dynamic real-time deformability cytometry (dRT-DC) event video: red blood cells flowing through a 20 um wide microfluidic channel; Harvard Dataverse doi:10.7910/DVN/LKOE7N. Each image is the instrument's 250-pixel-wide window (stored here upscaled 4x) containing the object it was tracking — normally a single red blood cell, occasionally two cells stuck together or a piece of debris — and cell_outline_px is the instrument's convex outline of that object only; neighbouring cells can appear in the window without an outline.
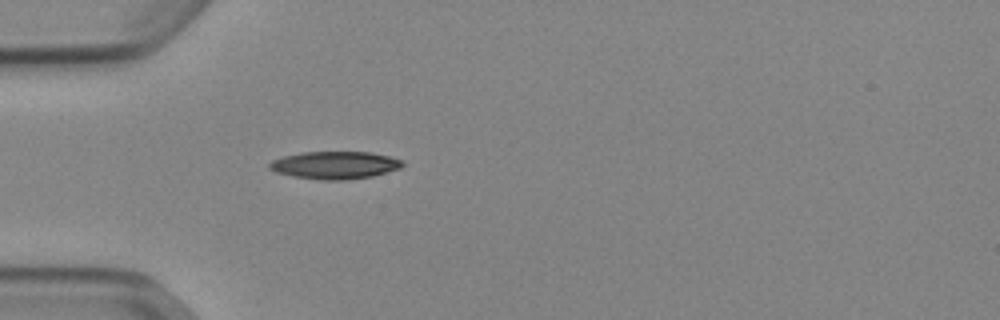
{"species": "Egyptian fruit bat (a non-hibernating species)", "species_latin": "Rousettus aegyptiacus", "temperature_condition": "cold", "stored_images_in_passage": 34, "camera_frame_rate_fps": 3000, "um_per_image_px": 0.085, "animal": {"sex": "female"}, "frame": {"image": 1, "passage_image": 1, "time_ms": 0.0, "image_size_px": [1000, 320], "cell_outline_px": [[404, 164], [400, 168], [388, 172], [372, 176], [344, 180], [320, 180], [292, 176], [276, 172], [268, 168], [268, 164], [272, 160], [284, 156], [304, 152], [372, 152], [404, 160]], "centroid_in_image_um": [28.47, 14.04], "position_along_channel_um": 56.5, "area_um2": 21.44}}
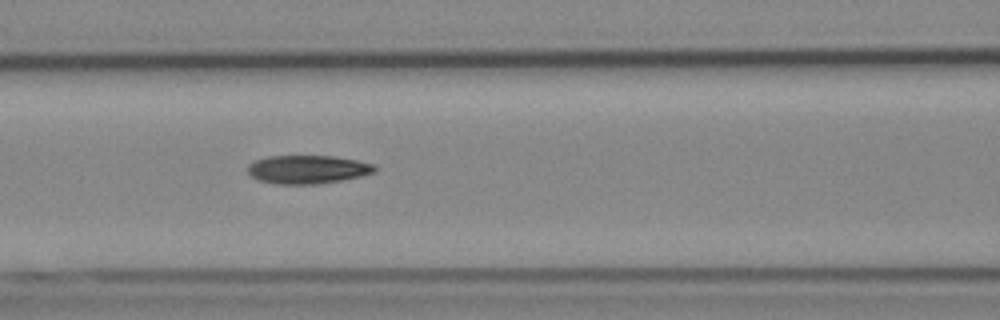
{"frame": {"image": 2, "passage_image": 8, "time_ms": 2.333, "image_size_px": [1000, 320], "cell_outline_px": [[376, 172], [360, 176], [340, 180], [316, 184], [276, 184], [256, 180], [248, 172], [248, 164], [256, 160], [268, 156], [336, 156], [356, 160], [372, 164], [376, 168]], "centroid_in_image_um": [26.12, 14.4], "position_along_channel_um": 140.5, "area_um2": 20.98}}
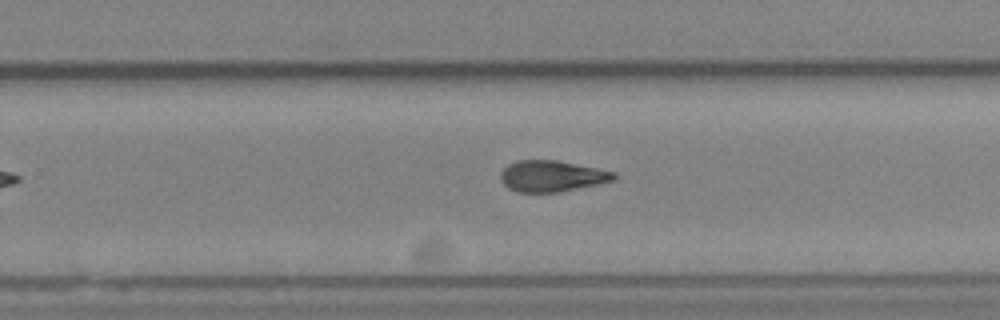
{"frame": {"image": 3, "passage_image": 19, "time_ms": 6.0, "image_size_px": [1000, 320], "cell_outline_px": [[616, 180], [600, 184], [560, 192], [516, 192], [508, 188], [500, 180], [500, 172], [508, 164], [516, 160], [556, 160], [616, 172]], "centroid_in_image_um": [46.9, 14.97], "position_along_channel_um": 282.9, "area_um2": 20.75}, "authors_computed_cell_mechanics": {"area_um2": 20.8947, "velocity_mm_per_s": 3.9047, "shape_relaxation_time_tau1_ms": 10.5598, "shape_relaxation_time_tau2_ms": 8.2267, "deformation_change_tau1": 0.2319, "deformation_change_tau2": 0.202}}